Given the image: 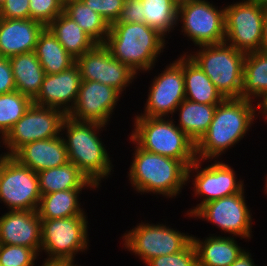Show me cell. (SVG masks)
Wrapping results in <instances>:
<instances>
[{
  "instance_id": "1",
  "label": "cell",
  "mask_w": 267,
  "mask_h": 266,
  "mask_svg": "<svg viewBox=\"0 0 267 266\" xmlns=\"http://www.w3.org/2000/svg\"><path fill=\"white\" fill-rule=\"evenodd\" d=\"M253 102L226 98L217 105L207 132L196 143L198 160H222V155L248 135L257 122V103Z\"/></svg>"
},
{
  "instance_id": "2",
  "label": "cell",
  "mask_w": 267,
  "mask_h": 266,
  "mask_svg": "<svg viewBox=\"0 0 267 266\" xmlns=\"http://www.w3.org/2000/svg\"><path fill=\"white\" fill-rule=\"evenodd\" d=\"M107 127L96 122L75 121L67 116L61 129L69 162L77 166L98 189L102 187L103 181L114 174L115 169L101 137Z\"/></svg>"
},
{
  "instance_id": "3",
  "label": "cell",
  "mask_w": 267,
  "mask_h": 266,
  "mask_svg": "<svg viewBox=\"0 0 267 266\" xmlns=\"http://www.w3.org/2000/svg\"><path fill=\"white\" fill-rule=\"evenodd\" d=\"M127 136L134 145L132 162L126 176L133 190L141 195H162L166 199L179 197L187 186L188 167L181 160L142 149Z\"/></svg>"
},
{
  "instance_id": "4",
  "label": "cell",
  "mask_w": 267,
  "mask_h": 266,
  "mask_svg": "<svg viewBox=\"0 0 267 266\" xmlns=\"http://www.w3.org/2000/svg\"><path fill=\"white\" fill-rule=\"evenodd\" d=\"M168 41L145 23L115 22L110 25L104 45L116 60L127 64L140 76L155 68Z\"/></svg>"
},
{
  "instance_id": "5",
  "label": "cell",
  "mask_w": 267,
  "mask_h": 266,
  "mask_svg": "<svg viewBox=\"0 0 267 266\" xmlns=\"http://www.w3.org/2000/svg\"><path fill=\"white\" fill-rule=\"evenodd\" d=\"M130 137L144 150L181 160L189 167L196 158V143L176 124L173 117L134 116Z\"/></svg>"
},
{
  "instance_id": "6",
  "label": "cell",
  "mask_w": 267,
  "mask_h": 266,
  "mask_svg": "<svg viewBox=\"0 0 267 266\" xmlns=\"http://www.w3.org/2000/svg\"><path fill=\"white\" fill-rule=\"evenodd\" d=\"M193 50L182 53L198 64L221 95L225 99L240 98L246 54L226 42L194 47Z\"/></svg>"
},
{
  "instance_id": "7",
  "label": "cell",
  "mask_w": 267,
  "mask_h": 266,
  "mask_svg": "<svg viewBox=\"0 0 267 266\" xmlns=\"http://www.w3.org/2000/svg\"><path fill=\"white\" fill-rule=\"evenodd\" d=\"M121 235L122 249L139 258L143 264L158 256L175 254L192 242V234L172 228L168 222L152 223L141 220ZM167 223V224H166Z\"/></svg>"
},
{
  "instance_id": "8",
  "label": "cell",
  "mask_w": 267,
  "mask_h": 266,
  "mask_svg": "<svg viewBox=\"0 0 267 266\" xmlns=\"http://www.w3.org/2000/svg\"><path fill=\"white\" fill-rule=\"evenodd\" d=\"M87 215L69 218L41 219V250L43 261H75L77 254H85L90 247Z\"/></svg>"
},
{
  "instance_id": "9",
  "label": "cell",
  "mask_w": 267,
  "mask_h": 266,
  "mask_svg": "<svg viewBox=\"0 0 267 266\" xmlns=\"http://www.w3.org/2000/svg\"><path fill=\"white\" fill-rule=\"evenodd\" d=\"M206 162L210 164L204 166L207 164ZM231 167L233 166L221 159H196L187 168V186L189 187L190 182H192L193 198H199L198 202L200 201V203L191 206L192 208L186 211L185 218L187 216L192 219V215L205 203L240 193L246 187L244 180L240 178L238 180L236 171Z\"/></svg>"
},
{
  "instance_id": "10",
  "label": "cell",
  "mask_w": 267,
  "mask_h": 266,
  "mask_svg": "<svg viewBox=\"0 0 267 266\" xmlns=\"http://www.w3.org/2000/svg\"><path fill=\"white\" fill-rule=\"evenodd\" d=\"M210 2L193 0L178 7L177 27L180 30L176 31H181L195 47L225 41V6Z\"/></svg>"
},
{
  "instance_id": "11",
  "label": "cell",
  "mask_w": 267,
  "mask_h": 266,
  "mask_svg": "<svg viewBox=\"0 0 267 266\" xmlns=\"http://www.w3.org/2000/svg\"><path fill=\"white\" fill-rule=\"evenodd\" d=\"M67 115L55 108L32 104L1 140L6 156H12L23 145L61 135Z\"/></svg>"
},
{
  "instance_id": "12",
  "label": "cell",
  "mask_w": 267,
  "mask_h": 266,
  "mask_svg": "<svg viewBox=\"0 0 267 266\" xmlns=\"http://www.w3.org/2000/svg\"><path fill=\"white\" fill-rule=\"evenodd\" d=\"M246 189L240 193L220 199L212 200L202 205L192 218L211 223L221 230V234L238 237L244 241L253 237L252 224L254 222L251 208L245 197ZM224 232V233H223Z\"/></svg>"
},
{
  "instance_id": "13",
  "label": "cell",
  "mask_w": 267,
  "mask_h": 266,
  "mask_svg": "<svg viewBox=\"0 0 267 266\" xmlns=\"http://www.w3.org/2000/svg\"><path fill=\"white\" fill-rule=\"evenodd\" d=\"M225 5V41L245 54L260 50L266 8L251 0Z\"/></svg>"
},
{
  "instance_id": "14",
  "label": "cell",
  "mask_w": 267,
  "mask_h": 266,
  "mask_svg": "<svg viewBox=\"0 0 267 266\" xmlns=\"http://www.w3.org/2000/svg\"><path fill=\"white\" fill-rule=\"evenodd\" d=\"M40 198L38 174L5 155L0 161V203L6 211H35Z\"/></svg>"
},
{
  "instance_id": "15",
  "label": "cell",
  "mask_w": 267,
  "mask_h": 266,
  "mask_svg": "<svg viewBox=\"0 0 267 266\" xmlns=\"http://www.w3.org/2000/svg\"><path fill=\"white\" fill-rule=\"evenodd\" d=\"M164 67L150 80L144 110L141 113L137 111L136 116L173 117L176 108L185 99L182 54Z\"/></svg>"
},
{
  "instance_id": "16",
  "label": "cell",
  "mask_w": 267,
  "mask_h": 266,
  "mask_svg": "<svg viewBox=\"0 0 267 266\" xmlns=\"http://www.w3.org/2000/svg\"><path fill=\"white\" fill-rule=\"evenodd\" d=\"M81 81H97L114 87L121 94L134 84L138 75L125 63L116 60L104 44H96L91 50L75 59ZM125 91V93H124Z\"/></svg>"
},
{
  "instance_id": "17",
  "label": "cell",
  "mask_w": 267,
  "mask_h": 266,
  "mask_svg": "<svg viewBox=\"0 0 267 266\" xmlns=\"http://www.w3.org/2000/svg\"><path fill=\"white\" fill-rule=\"evenodd\" d=\"M120 97L123 95L112 86L97 81H81L76 103L67 116L79 122L108 126Z\"/></svg>"
},
{
  "instance_id": "18",
  "label": "cell",
  "mask_w": 267,
  "mask_h": 266,
  "mask_svg": "<svg viewBox=\"0 0 267 266\" xmlns=\"http://www.w3.org/2000/svg\"><path fill=\"white\" fill-rule=\"evenodd\" d=\"M81 76L76 62L57 74H46L33 103L63 111L66 115L74 107L80 89Z\"/></svg>"
},
{
  "instance_id": "19",
  "label": "cell",
  "mask_w": 267,
  "mask_h": 266,
  "mask_svg": "<svg viewBox=\"0 0 267 266\" xmlns=\"http://www.w3.org/2000/svg\"><path fill=\"white\" fill-rule=\"evenodd\" d=\"M0 244L41 250V219L37 210H10L0 216Z\"/></svg>"
},
{
  "instance_id": "20",
  "label": "cell",
  "mask_w": 267,
  "mask_h": 266,
  "mask_svg": "<svg viewBox=\"0 0 267 266\" xmlns=\"http://www.w3.org/2000/svg\"><path fill=\"white\" fill-rule=\"evenodd\" d=\"M44 28L42 23L32 19L0 18V56L10 58L35 51Z\"/></svg>"
},
{
  "instance_id": "21",
  "label": "cell",
  "mask_w": 267,
  "mask_h": 266,
  "mask_svg": "<svg viewBox=\"0 0 267 266\" xmlns=\"http://www.w3.org/2000/svg\"><path fill=\"white\" fill-rule=\"evenodd\" d=\"M12 157L36 173L63 166L69 162L68 152L61 135L27 143L20 147Z\"/></svg>"
},
{
  "instance_id": "22",
  "label": "cell",
  "mask_w": 267,
  "mask_h": 266,
  "mask_svg": "<svg viewBox=\"0 0 267 266\" xmlns=\"http://www.w3.org/2000/svg\"><path fill=\"white\" fill-rule=\"evenodd\" d=\"M215 234L210 233L203 239L192 235L197 266H230L245 250L237 243L238 237Z\"/></svg>"
},
{
  "instance_id": "23",
  "label": "cell",
  "mask_w": 267,
  "mask_h": 266,
  "mask_svg": "<svg viewBox=\"0 0 267 266\" xmlns=\"http://www.w3.org/2000/svg\"><path fill=\"white\" fill-rule=\"evenodd\" d=\"M39 191L42 195L70 189L99 190L72 162L39 171Z\"/></svg>"
},
{
  "instance_id": "24",
  "label": "cell",
  "mask_w": 267,
  "mask_h": 266,
  "mask_svg": "<svg viewBox=\"0 0 267 266\" xmlns=\"http://www.w3.org/2000/svg\"><path fill=\"white\" fill-rule=\"evenodd\" d=\"M218 104H202L184 99L173 115L175 124L195 143L207 132ZM178 118H177V116ZM177 119H176V118Z\"/></svg>"
},
{
  "instance_id": "25",
  "label": "cell",
  "mask_w": 267,
  "mask_h": 266,
  "mask_svg": "<svg viewBox=\"0 0 267 266\" xmlns=\"http://www.w3.org/2000/svg\"><path fill=\"white\" fill-rule=\"evenodd\" d=\"M185 99L202 104H219L225 98L209 77L187 54H182Z\"/></svg>"
},
{
  "instance_id": "26",
  "label": "cell",
  "mask_w": 267,
  "mask_h": 266,
  "mask_svg": "<svg viewBox=\"0 0 267 266\" xmlns=\"http://www.w3.org/2000/svg\"><path fill=\"white\" fill-rule=\"evenodd\" d=\"M9 59L16 90L32 100L40 91L46 73L41 66L36 53H24Z\"/></svg>"
},
{
  "instance_id": "27",
  "label": "cell",
  "mask_w": 267,
  "mask_h": 266,
  "mask_svg": "<svg viewBox=\"0 0 267 266\" xmlns=\"http://www.w3.org/2000/svg\"><path fill=\"white\" fill-rule=\"evenodd\" d=\"M47 28L75 59L91 50L97 43L64 11Z\"/></svg>"
},
{
  "instance_id": "28",
  "label": "cell",
  "mask_w": 267,
  "mask_h": 266,
  "mask_svg": "<svg viewBox=\"0 0 267 266\" xmlns=\"http://www.w3.org/2000/svg\"><path fill=\"white\" fill-rule=\"evenodd\" d=\"M85 189H70L42 195L37 209L40 219L87 215L79 197Z\"/></svg>"
},
{
  "instance_id": "29",
  "label": "cell",
  "mask_w": 267,
  "mask_h": 266,
  "mask_svg": "<svg viewBox=\"0 0 267 266\" xmlns=\"http://www.w3.org/2000/svg\"><path fill=\"white\" fill-rule=\"evenodd\" d=\"M267 97V54L247 53L244 60L241 98L257 103Z\"/></svg>"
},
{
  "instance_id": "30",
  "label": "cell",
  "mask_w": 267,
  "mask_h": 266,
  "mask_svg": "<svg viewBox=\"0 0 267 266\" xmlns=\"http://www.w3.org/2000/svg\"><path fill=\"white\" fill-rule=\"evenodd\" d=\"M34 52L46 74L60 73L75 63V58L47 27L39 34Z\"/></svg>"
},
{
  "instance_id": "31",
  "label": "cell",
  "mask_w": 267,
  "mask_h": 266,
  "mask_svg": "<svg viewBox=\"0 0 267 266\" xmlns=\"http://www.w3.org/2000/svg\"><path fill=\"white\" fill-rule=\"evenodd\" d=\"M64 12L73 19L97 44H104L110 26L97 12L85 5L82 0H69Z\"/></svg>"
},
{
  "instance_id": "32",
  "label": "cell",
  "mask_w": 267,
  "mask_h": 266,
  "mask_svg": "<svg viewBox=\"0 0 267 266\" xmlns=\"http://www.w3.org/2000/svg\"><path fill=\"white\" fill-rule=\"evenodd\" d=\"M141 1L145 24L157 30L165 38L168 37L170 39L171 36L169 34L173 33L178 26V7L171 0Z\"/></svg>"
},
{
  "instance_id": "33",
  "label": "cell",
  "mask_w": 267,
  "mask_h": 266,
  "mask_svg": "<svg viewBox=\"0 0 267 266\" xmlns=\"http://www.w3.org/2000/svg\"><path fill=\"white\" fill-rule=\"evenodd\" d=\"M32 104L31 98L17 90L0 94V140L7 135Z\"/></svg>"
},
{
  "instance_id": "34",
  "label": "cell",
  "mask_w": 267,
  "mask_h": 266,
  "mask_svg": "<svg viewBox=\"0 0 267 266\" xmlns=\"http://www.w3.org/2000/svg\"><path fill=\"white\" fill-rule=\"evenodd\" d=\"M39 256L32 248L0 244V266H35Z\"/></svg>"
},
{
  "instance_id": "35",
  "label": "cell",
  "mask_w": 267,
  "mask_h": 266,
  "mask_svg": "<svg viewBox=\"0 0 267 266\" xmlns=\"http://www.w3.org/2000/svg\"><path fill=\"white\" fill-rule=\"evenodd\" d=\"M29 8L30 19L47 27L64 11V4L60 0H29Z\"/></svg>"
},
{
  "instance_id": "36",
  "label": "cell",
  "mask_w": 267,
  "mask_h": 266,
  "mask_svg": "<svg viewBox=\"0 0 267 266\" xmlns=\"http://www.w3.org/2000/svg\"><path fill=\"white\" fill-rule=\"evenodd\" d=\"M146 266H197V254L191 242L184 250L175 254L158 256L148 261Z\"/></svg>"
},
{
  "instance_id": "37",
  "label": "cell",
  "mask_w": 267,
  "mask_h": 266,
  "mask_svg": "<svg viewBox=\"0 0 267 266\" xmlns=\"http://www.w3.org/2000/svg\"><path fill=\"white\" fill-rule=\"evenodd\" d=\"M90 9L97 12L110 26L117 21L125 0H82Z\"/></svg>"
},
{
  "instance_id": "38",
  "label": "cell",
  "mask_w": 267,
  "mask_h": 266,
  "mask_svg": "<svg viewBox=\"0 0 267 266\" xmlns=\"http://www.w3.org/2000/svg\"><path fill=\"white\" fill-rule=\"evenodd\" d=\"M0 18L30 19L29 0H5L0 6Z\"/></svg>"
},
{
  "instance_id": "39",
  "label": "cell",
  "mask_w": 267,
  "mask_h": 266,
  "mask_svg": "<svg viewBox=\"0 0 267 266\" xmlns=\"http://www.w3.org/2000/svg\"><path fill=\"white\" fill-rule=\"evenodd\" d=\"M141 0H125L116 22L145 23Z\"/></svg>"
},
{
  "instance_id": "40",
  "label": "cell",
  "mask_w": 267,
  "mask_h": 266,
  "mask_svg": "<svg viewBox=\"0 0 267 266\" xmlns=\"http://www.w3.org/2000/svg\"><path fill=\"white\" fill-rule=\"evenodd\" d=\"M16 90L12 68L9 59L0 56V94Z\"/></svg>"
},
{
  "instance_id": "41",
  "label": "cell",
  "mask_w": 267,
  "mask_h": 266,
  "mask_svg": "<svg viewBox=\"0 0 267 266\" xmlns=\"http://www.w3.org/2000/svg\"><path fill=\"white\" fill-rule=\"evenodd\" d=\"M250 250H244L242 252V254L238 257V259L236 261H234L230 266H258L257 264H255V260L252 259L253 256L250 253Z\"/></svg>"
},
{
  "instance_id": "42",
  "label": "cell",
  "mask_w": 267,
  "mask_h": 266,
  "mask_svg": "<svg viewBox=\"0 0 267 266\" xmlns=\"http://www.w3.org/2000/svg\"><path fill=\"white\" fill-rule=\"evenodd\" d=\"M259 51L267 54V9L263 19L262 43Z\"/></svg>"
},
{
  "instance_id": "43",
  "label": "cell",
  "mask_w": 267,
  "mask_h": 266,
  "mask_svg": "<svg viewBox=\"0 0 267 266\" xmlns=\"http://www.w3.org/2000/svg\"><path fill=\"white\" fill-rule=\"evenodd\" d=\"M263 117L265 124L267 123V104L264 101L257 103V120ZM261 117V118H260Z\"/></svg>"
},
{
  "instance_id": "44",
  "label": "cell",
  "mask_w": 267,
  "mask_h": 266,
  "mask_svg": "<svg viewBox=\"0 0 267 266\" xmlns=\"http://www.w3.org/2000/svg\"><path fill=\"white\" fill-rule=\"evenodd\" d=\"M76 261H65V262H57V266H82L78 265V262Z\"/></svg>"
},
{
  "instance_id": "45",
  "label": "cell",
  "mask_w": 267,
  "mask_h": 266,
  "mask_svg": "<svg viewBox=\"0 0 267 266\" xmlns=\"http://www.w3.org/2000/svg\"><path fill=\"white\" fill-rule=\"evenodd\" d=\"M177 7L187 4L193 0H171Z\"/></svg>"
},
{
  "instance_id": "46",
  "label": "cell",
  "mask_w": 267,
  "mask_h": 266,
  "mask_svg": "<svg viewBox=\"0 0 267 266\" xmlns=\"http://www.w3.org/2000/svg\"><path fill=\"white\" fill-rule=\"evenodd\" d=\"M258 4L259 6L267 9V0H251Z\"/></svg>"
},
{
  "instance_id": "47",
  "label": "cell",
  "mask_w": 267,
  "mask_h": 266,
  "mask_svg": "<svg viewBox=\"0 0 267 266\" xmlns=\"http://www.w3.org/2000/svg\"><path fill=\"white\" fill-rule=\"evenodd\" d=\"M41 266H57V262H54V261H43Z\"/></svg>"
},
{
  "instance_id": "48",
  "label": "cell",
  "mask_w": 267,
  "mask_h": 266,
  "mask_svg": "<svg viewBox=\"0 0 267 266\" xmlns=\"http://www.w3.org/2000/svg\"><path fill=\"white\" fill-rule=\"evenodd\" d=\"M263 179H265L264 180L265 185H263L264 186V194H266L265 196H267V173Z\"/></svg>"
},
{
  "instance_id": "49",
  "label": "cell",
  "mask_w": 267,
  "mask_h": 266,
  "mask_svg": "<svg viewBox=\"0 0 267 266\" xmlns=\"http://www.w3.org/2000/svg\"><path fill=\"white\" fill-rule=\"evenodd\" d=\"M0 144H2L1 140H0ZM1 149V148H0ZM2 151V150H0ZM5 156L4 152L2 151V153L0 152V161L2 160V158Z\"/></svg>"
},
{
  "instance_id": "50",
  "label": "cell",
  "mask_w": 267,
  "mask_h": 266,
  "mask_svg": "<svg viewBox=\"0 0 267 266\" xmlns=\"http://www.w3.org/2000/svg\"><path fill=\"white\" fill-rule=\"evenodd\" d=\"M64 5L69 1V0H60Z\"/></svg>"
},
{
  "instance_id": "51",
  "label": "cell",
  "mask_w": 267,
  "mask_h": 266,
  "mask_svg": "<svg viewBox=\"0 0 267 266\" xmlns=\"http://www.w3.org/2000/svg\"><path fill=\"white\" fill-rule=\"evenodd\" d=\"M5 0H0V6H1V4L4 2Z\"/></svg>"
}]
</instances>
